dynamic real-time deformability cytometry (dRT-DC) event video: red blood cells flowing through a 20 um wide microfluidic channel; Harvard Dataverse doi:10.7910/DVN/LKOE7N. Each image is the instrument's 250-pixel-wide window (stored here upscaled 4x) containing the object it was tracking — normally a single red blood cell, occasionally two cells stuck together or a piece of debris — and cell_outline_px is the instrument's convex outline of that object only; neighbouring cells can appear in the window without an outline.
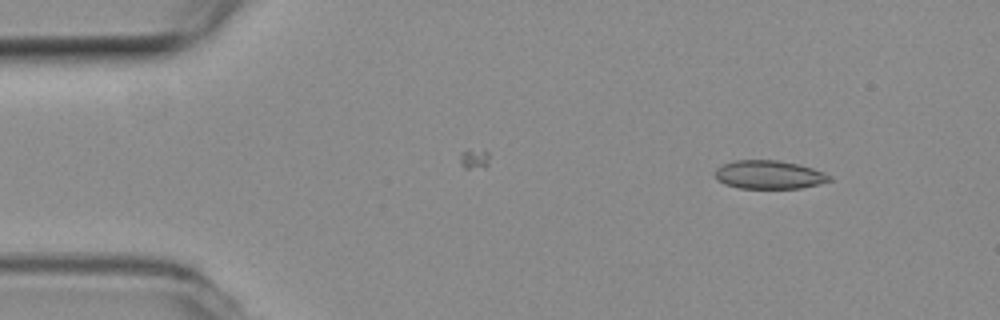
{"species": "common noctule bat (a hibernating species)", "species_latin": "Nyctalus noctula", "temperature_condition": "room temperature", "stored_images_in_passage": 5, "camera_frame_rate_fps": 3000, "um_per_image_px": 0.085, "animal": {"sex": "female", "body_mass_g": 19.3, "forearm_length_mm": 54.1}, "frame": {"image": 1, "passage_image": 1, "time_ms": 0.0, "image_size_px": [1000, 320], "cell_outline_px": [[832, 180], [820, 184], [800, 188], [740, 188], [724, 184], [716, 180], [716, 168], [724, 164], [736, 160], [780, 160], [812, 168], [824, 172], [832, 176]], "centroid_in_image_um": [65.39, 14.85], "position_along_channel_um": 19.6, "area_um2": 18.96}}
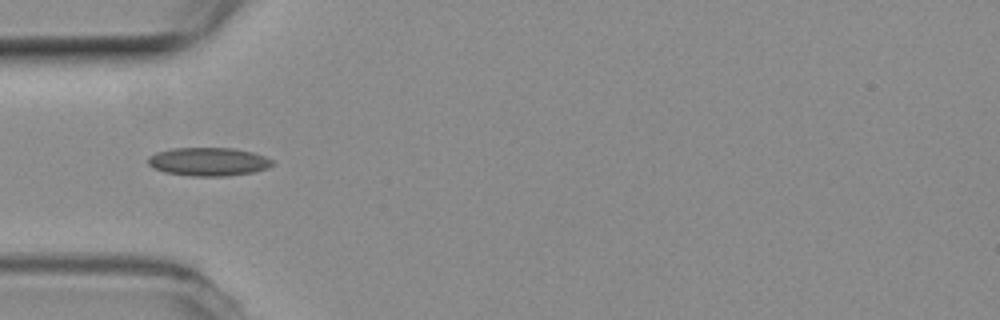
{"frame": {"image": 2, "passage_image": 4, "time_ms": 1.0, "image_size_px": [1000, 320], "cell_outline_px": [[272, 164], [268, 168], [252, 172], [228, 176], [192, 176], [164, 172], [152, 168], [148, 164], [148, 156], [156, 152], [172, 148], [232, 148], [252, 152], [264, 156], [272, 160]], "centroid_in_image_um": [17.67, 13.74], "position_along_channel_um": 67.3, "area_um2": 20.58}}